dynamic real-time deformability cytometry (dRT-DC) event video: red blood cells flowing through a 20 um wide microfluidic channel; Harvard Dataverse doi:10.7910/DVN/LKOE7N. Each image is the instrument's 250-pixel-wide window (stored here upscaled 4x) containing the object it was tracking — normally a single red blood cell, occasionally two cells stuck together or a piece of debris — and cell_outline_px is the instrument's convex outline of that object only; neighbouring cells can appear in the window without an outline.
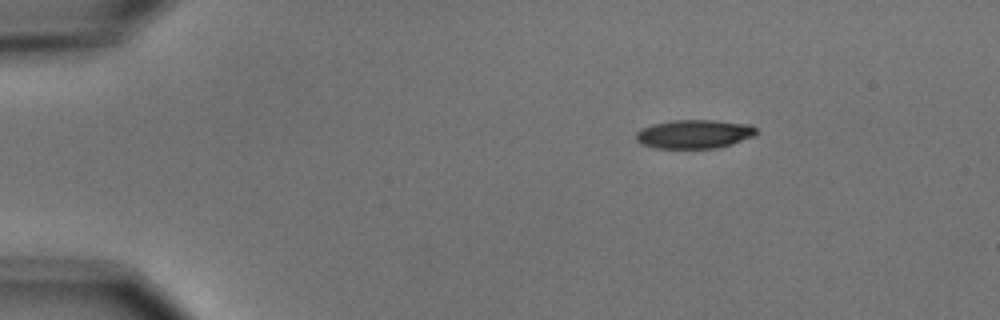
{"species": "common noctule bat (a hibernating species)", "species_latin": "Nyctalus noctula", "temperature_condition": "cold", "stored_images_in_passage": 4, "camera_frame_rate_fps": 3000, "um_per_image_px": 0.085, "animal": {"sex": "male", "body_mass_g": 15.6}, "frame": {"image": 1, "passage_image": 1, "time_ms": 0.0, "image_size_px": [1000, 320], "cell_outline_px": [[760, 132], [756, 136], [732, 144], [716, 148], [656, 148], [644, 144], [636, 140], [636, 132], [640, 128], [652, 124], [672, 120], [712, 120], [752, 124]], "centroid_in_image_um": [59.07, 11.38], "position_along_channel_um": 25.9, "area_um2": 20.4}}
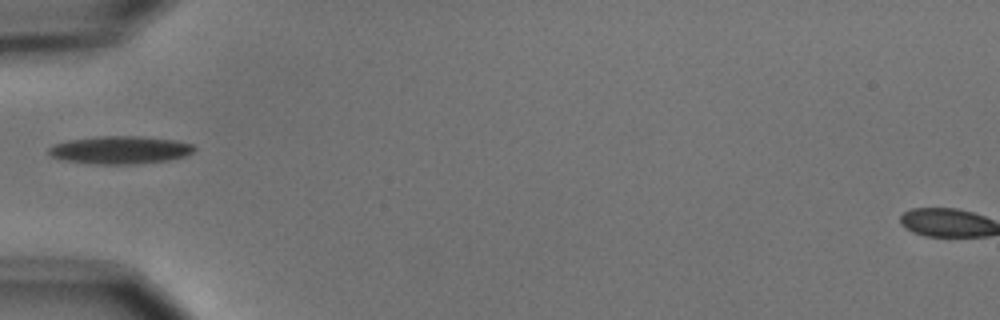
{"frame": {"image": 2, "passage_image": 4, "time_ms": 3.333, "image_size_px": [1000, 320], "cell_outline_px": [[196, 148], [192, 152], [184, 156], [168, 160], [136, 164], [100, 164], [68, 160], [52, 156], [48, 152], [48, 148], [56, 144], [68, 140], [96, 136], [136, 136], [176, 140], [192, 144]], "centroid_in_image_um": [10.24, 12.74], "position_along_channel_um": 74.8, "area_um2": 23.29}}